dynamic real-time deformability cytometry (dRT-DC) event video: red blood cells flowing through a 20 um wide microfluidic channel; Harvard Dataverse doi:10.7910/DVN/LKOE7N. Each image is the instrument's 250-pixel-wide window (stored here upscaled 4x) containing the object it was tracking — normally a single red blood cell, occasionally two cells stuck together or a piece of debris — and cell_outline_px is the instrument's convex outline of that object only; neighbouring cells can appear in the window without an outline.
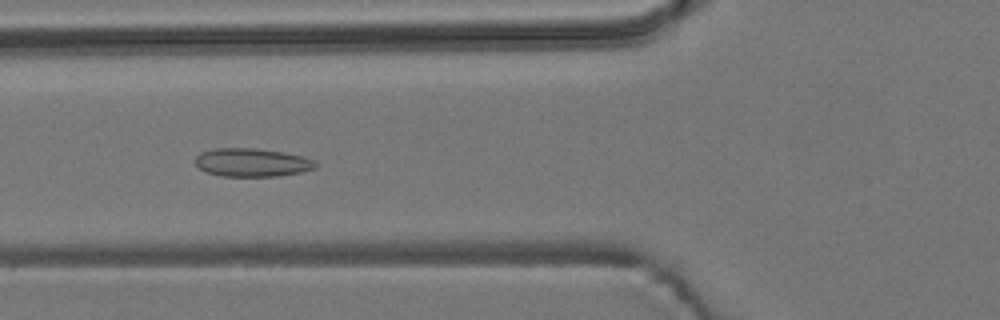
{"species": "common noctule bat (a hibernating species)", "species_latin": "Nyctalus noctula", "temperature_condition": "room temperature", "stored_images_in_passage": 54, "camera_frame_rate_fps": 3000, "um_per_image_px": 0.085, "animal": {"sex": "male", "body_mass_g": 19.2, "forearm_length_mm": 51.8}, "frame": {"image": 1, "passage_image": 20, "time_ms": 6.333, "image_size_px": [1000, 320], "cell_outline_px": [[320, 164], [316, 168], [300, 172], [276, 176], [224, 176], [208, 172], [200, 168], [196, 164], [196, 156], [200, 152], [216, 148], [256, 148], [284, 152], [304, 156], [316, 160]], "centroid_in_image_um": [21.49, 13.8], "position_along_channel_um": 104.3, "area_um2": 19.94}}
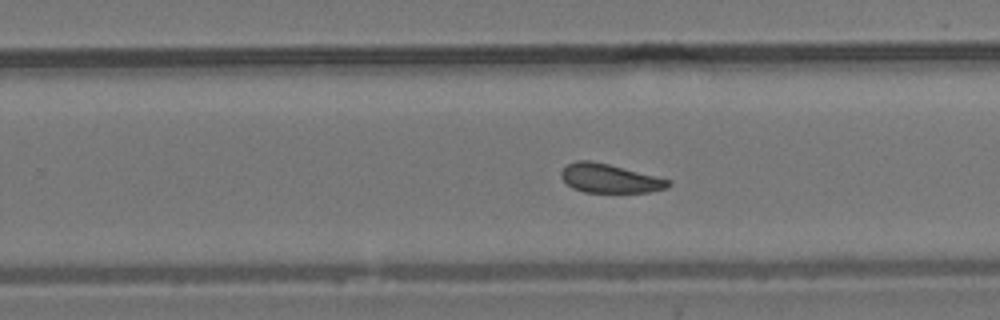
{"frame": {"image": 2, "passage_image": 34, "time_ms": 11.0, "image_size_px": [1000, 320], "cell_outline_px": [[672, 184], [668, 188], [648, 192], [584, 192], [572, 188], [560, 176], [560, 172], [568, 164], [576, 160], [588, 160], [608, 164], [672, 180]], "centroid_in_image_um": [51.84, 15.17], "position_along_channel_um": 278.0, "area_um2": 17.98}}
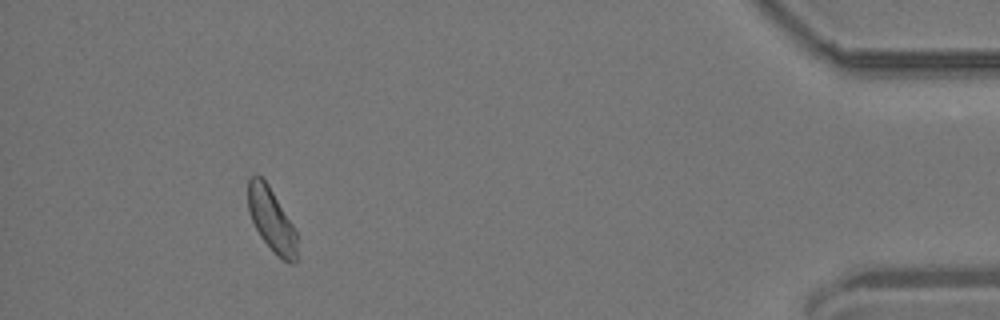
{"frame": {"image": 3, "passage_image": 50, "time_ms": 16.333, "image_size_px": [1000, 320], "cell_outline_px": [[300, 260], [296, 264], [292, 264], [284, 260], [260, 236], [252, 220], [248, 208], [248, 180], [256, 172], [268, 184], [292, 224], [296, 232]], "centroid_in_image_um": [23.12, 18.71], "position_along_channel_um": 412.1, "area_um2": 18.03}, "authors_computed_cell_mechanics": {"area_um2": 18.8717, "velocity_mm_per_s": 3.7199, "shape_relaxation_time_tau1_ms": null, "shape_relaxation_time_tau2_ms": 2.1569, "deformation_change_tau1": null, "deformation_change_tau2": 0.0834}}